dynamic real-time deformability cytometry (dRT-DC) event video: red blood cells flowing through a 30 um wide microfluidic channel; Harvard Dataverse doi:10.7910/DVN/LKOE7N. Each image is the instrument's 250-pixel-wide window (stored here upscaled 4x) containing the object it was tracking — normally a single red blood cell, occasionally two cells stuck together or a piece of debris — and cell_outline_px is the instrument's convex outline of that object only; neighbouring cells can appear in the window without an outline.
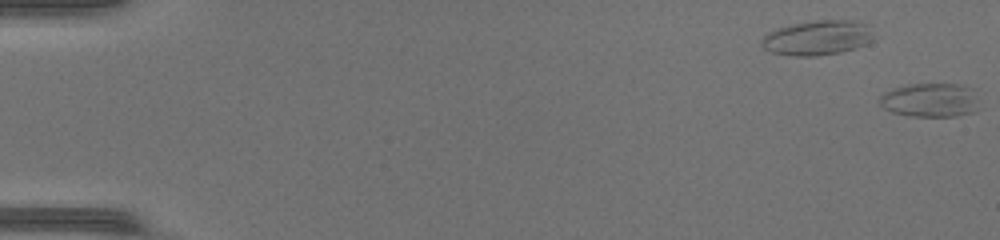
{"species": "common noctule bat (a hibernating species)", "species_latin": "Nyctalus noctula", "temperature_condition": "warm", "stored_images_in_passage": 4, "segment_of_instrument_passage": [2, 2], "camera_frame_rate_fps": 3000, "um_per_image_px": 0.085, "animal": {"sex": "female", "body_mass_g": 17.0, "forearm_length_mm": 48.0}, "frame": {"image": 1, "passage_image": 4, "time_ms": 1.0, "image_size_px": [1000, 240], "cell_outline_px": [[980, 108], [976, 112], [956, 116], [908, 116], [892, 112], [884, 108], [880, 104], [880, 96], [884, 92], [892, 88], [908, 84], [960, 84], [972, 88]], "centroid_in_image_um": [79.08, 8.51], "position_along_channel_um": 5.9, "area_um2": 19.94}}